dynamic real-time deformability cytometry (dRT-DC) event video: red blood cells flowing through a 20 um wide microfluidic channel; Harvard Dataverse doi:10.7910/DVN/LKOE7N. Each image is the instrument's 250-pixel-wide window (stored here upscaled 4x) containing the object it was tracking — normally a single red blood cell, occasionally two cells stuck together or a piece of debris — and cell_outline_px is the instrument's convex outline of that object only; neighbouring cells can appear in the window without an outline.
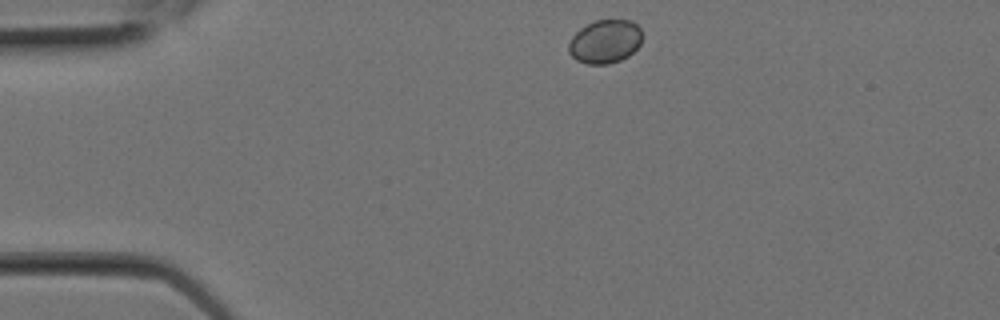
{"species": "Egyptian fruit bat (a non-hibernating species)", "species_latin": "Rousettus aegyptiacus", "temperature_condition": "room temperature", "stored_images_in_passage": 6, "camera_frame_rate_fps": 3000, "um_per_image_px": 0.085, "animal": {"sex": "female"}, "frame": {"image": 1, "passage_image": 1, "time_ms": 0.0, "image_size_px": [1000, 320], "cell_outline_px": [[644, 36], [640, 44], [628, 56], [620, 60], [608, 64], [588, 64], [576, 60], [568, 52], [568, 44], [572, 36], [580, 28], [596, 20], [632, 20], [640, 28]], "centroid_in_image_um": [51.44, 3.53], "position_along_channel_um": 33.6, "area_um2": 18.79}}
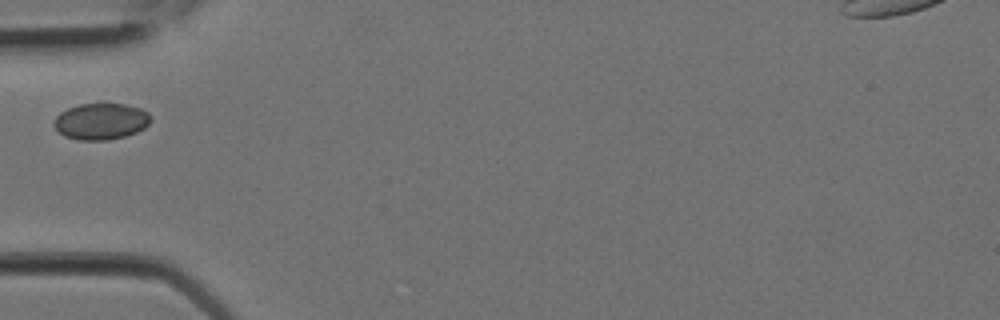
{"frame": {"image": 2, "passage_image": 4, "time_ms": 1.0, "image_size_px": [1000, 320], "cell_outline_px": [[152, 120], [144, 128], [136, 132], [124, 136], [104, 140], [76, 140], [64, 136], [52, 124], [52, 120], [60, 112], [68, 108], [80, 104], [100, 100], [104, 100], [124, 104], [140, 108], [148, 112], [152, 116]], "centroid_in_image_um": [8.57, 10.26], "position_along_channel_um": 76.4, "area_um2": 21.27}}
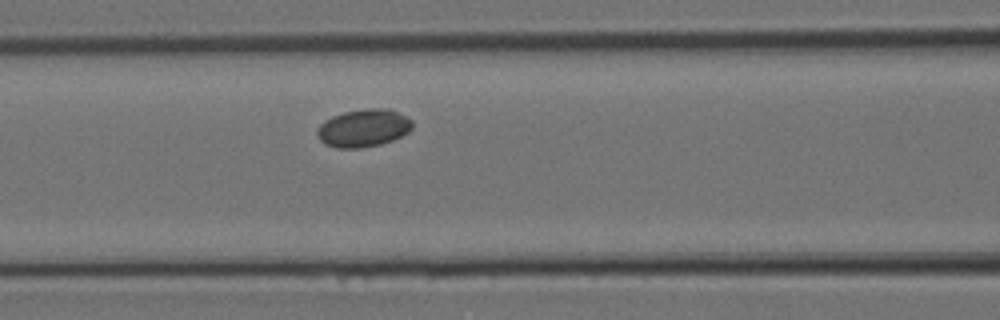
{"frame": {"image": 3, "passage_image": 6, "time_ms": 1.667, "image_size_px": [1000, 320], "cell_outline_px": [[412, 128], [408, 132], [392, 140], [380, 144], [360, 148], [336, 148], [324, 144], [320, 140], [316, 132], [316, 128], [324, 120], [332, 116], [344, 112], [368, 108], [388, 108], [412, 120]], "centroid_in_image_um": [30.85, 10.89], "position_along_channel_um": 135.7, "area_um2": 20.92}}